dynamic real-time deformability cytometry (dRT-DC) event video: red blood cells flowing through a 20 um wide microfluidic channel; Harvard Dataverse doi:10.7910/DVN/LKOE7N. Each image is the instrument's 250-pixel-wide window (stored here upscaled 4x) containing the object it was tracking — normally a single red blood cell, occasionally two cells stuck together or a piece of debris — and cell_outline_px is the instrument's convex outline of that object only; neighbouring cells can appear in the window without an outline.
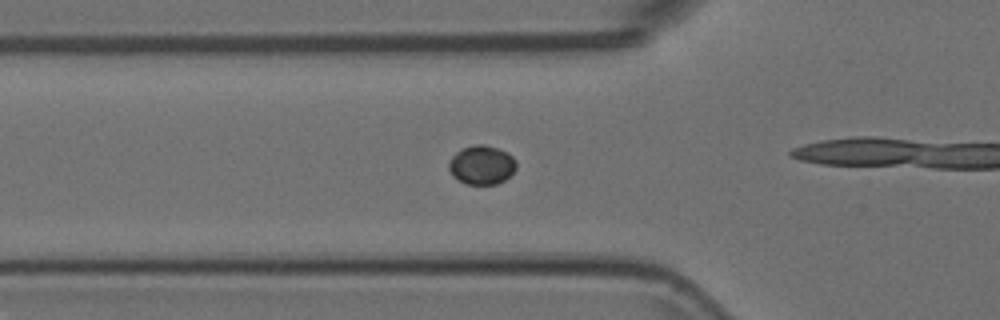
{"species": "Egyptian fruit bat (a non-hibernating species)", "species_latin": "Rousettus aegyptiacus", "temperature_condition": "room temperature", "stored_images_in_passage": 26, "camera_frame_rate_fps": 3000, "um_per_image_px": 0.085, "animal": {"sex": "female"}, "frame": {"image": 1, "passage_image": 12, "time_ms": 3.667, "image_size_px": [1000, 320], "cell_outline_px": [[516, 168], [504, 180], [496, 184], [468, 184], [452, 176], [448, 168], [448, 160], [460, 148], [476, 144], [484, 144], [508, 152], [516, 160]], "centroid_in_image_um": [40.92, 14.0], "position_along_channel_um": 84.9, "area_um2": 15.37}}
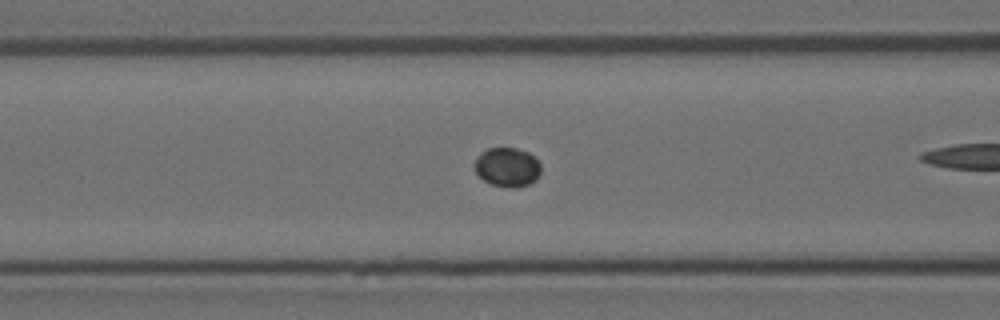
{"frame": {"image": 2, "passage_image": 15, "time_ms": 4.667, "image_size_px": [1000, 320], "cell_outline_px": [[540, 172], [536, 180], [528, 184], [516, 188], [508, 188], [492, 184], [484, 180], [476, 172], [476, 160], [480, 152], [488, 148], [516, 148], [528, 152], [540, 164]], "centroid_in_image_um": [43.13, 14.21], "position_along_channel_um": 123.5, "area_um2": 14.97}}